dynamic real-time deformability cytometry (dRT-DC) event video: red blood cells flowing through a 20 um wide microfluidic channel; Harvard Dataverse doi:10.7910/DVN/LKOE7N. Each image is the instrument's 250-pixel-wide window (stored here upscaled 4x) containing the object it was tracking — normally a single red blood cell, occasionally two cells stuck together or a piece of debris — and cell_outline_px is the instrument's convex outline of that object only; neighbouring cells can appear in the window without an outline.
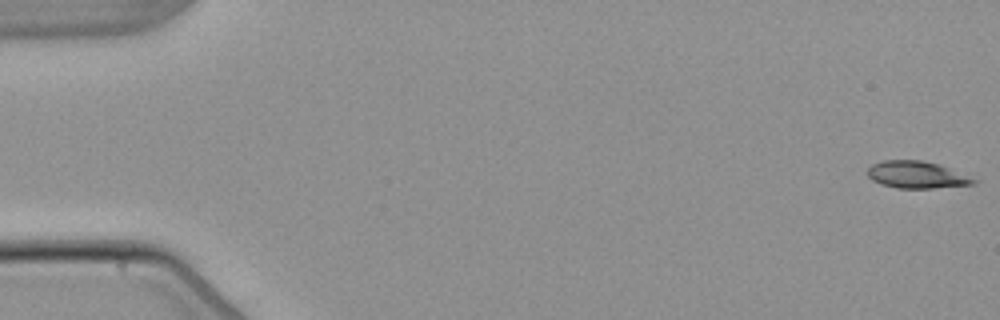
{"species": "common noctule bat (a hibernating species)", "species_latin": "Nyctalus noctula", "temperature_condition": "warm", "stored_images_in_passage": 5, "camera_frame_rate_fps": 3000, "um_per_image_px": 0.085, "animal": {"sex": "male", "body_mass_g": 21.5, "forearm_length_mm": 52.0}, "frame": {"image": 1, "passage_image": 1, "time_ms": 0.0, "image_size_px": [1000, 320], "cell_outline_px": [[980, 180], [976, 184], [932, 188], [896, 188], [880, 184], [872, 180], [868, 176], [868, 168], [872, 164], [884, 160], [920, 160], [936, 164], [948, 168]], "centroid_in_image_um": [77.92, 14.87], "position_along_channel_um": 7.1, "area_um2": 16.65}}
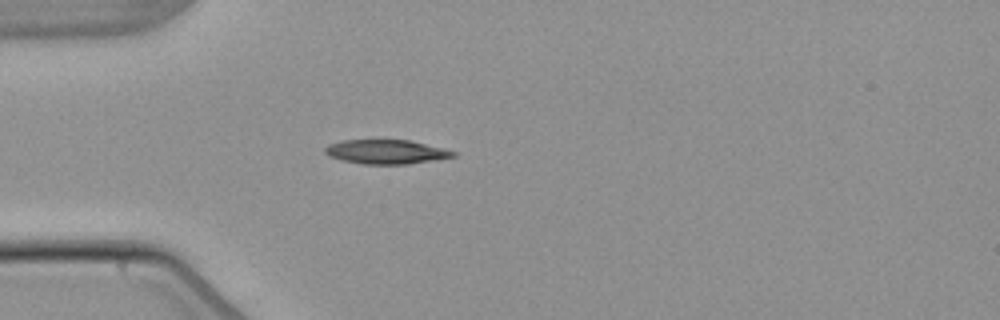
{"frame": {"image": 2, "passage_image": 5, "time_ms": 5.0, "image_size_px": [1000, 320], "cell_outline_px": [[456, 156], [408, 164], [360, 164], [340, 160], [328, 156], [324, 152], [324, 148], [328, 144], [344, 140], [408, 140], [444, 148], [456, 152]], "centroid_in_image_um": [32.77, 12.91], "position_along_channel_um": 52.2, "area_um2": 18.09}}